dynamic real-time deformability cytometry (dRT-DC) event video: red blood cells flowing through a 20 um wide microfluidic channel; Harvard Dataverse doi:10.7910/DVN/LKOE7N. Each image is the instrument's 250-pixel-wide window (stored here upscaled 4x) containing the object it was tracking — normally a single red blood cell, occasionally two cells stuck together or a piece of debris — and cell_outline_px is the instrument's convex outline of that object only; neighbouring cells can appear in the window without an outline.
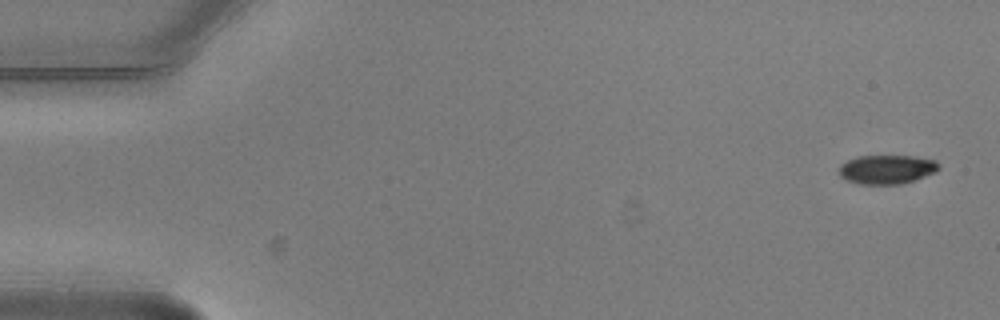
{"species": "common noctule bat (a hibernating species)", "species_latin": "Nyctalus noctula", "temperature_condition": "warm", "stored_images_in_passage": 4, "camera_frame_rate_fps": 3000, "um_per_image_px": 0.085, "animal": {"sex": "male", "body_mass_g": 20.5, "forearm_length_mm": 52.5}, "frame": {"image": 1, "passage_image": 1, "time_ms": 0.0, "image_size_px": [1000, 320], "cell_outline_px": [[940, 168], [936, 172], [916, 180], [904, 184], [860, 184], [844, 180], [840, 176], [840, 164], [848, 160], [860, 156], [912, 156], [936, 160], [940, 164]], "centroid_in_image_um": [75.41, 14.41], "position_along_channel_um": 9.6, "area_um2": 17.05}}
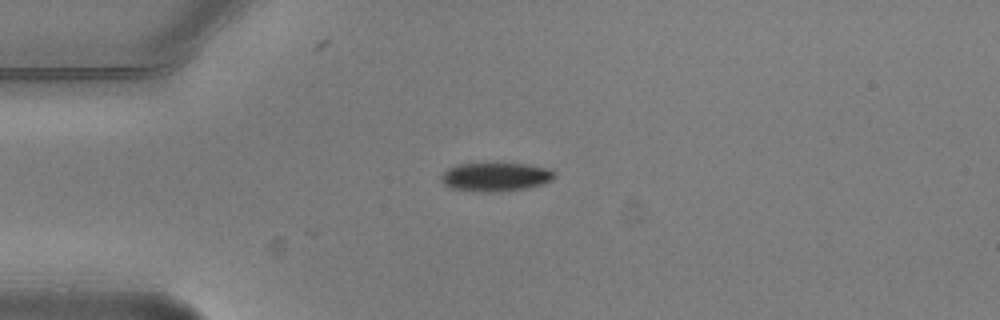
{"frame": {"image": 2, "passage_image": 4, "time_ms": 1.0, "image_size_px": [1000, 320], "cell_outline_px": [[556, 176], [552, 180], [544, 184], [528, 188], [496, 192], [480, 192], [452, 188], [444, 184], [440, 180], [440, 176], [448, 168], [456, 164], [528, 164], [548, 168], [556, 172]], "centroid_in_image_um": [42.15, 15.04], "position_along_channel_um": 42.8, "area_um2": 19.07}}